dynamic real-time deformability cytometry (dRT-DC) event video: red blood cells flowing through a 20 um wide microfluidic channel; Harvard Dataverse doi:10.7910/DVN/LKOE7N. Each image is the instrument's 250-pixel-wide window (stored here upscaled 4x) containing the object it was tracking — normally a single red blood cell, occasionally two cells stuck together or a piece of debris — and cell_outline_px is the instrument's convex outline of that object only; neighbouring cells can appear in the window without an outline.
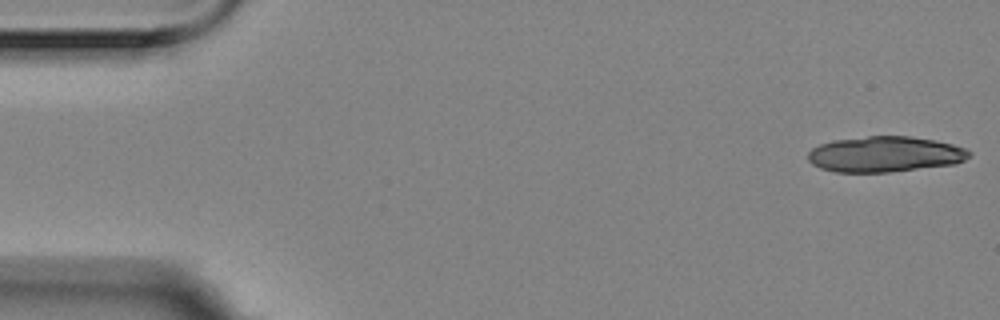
{"species": "Egyptian fruit bat (a non-hibernating species)", "species_latin": "Rousettus aegyptiacus", "temperature_condition": "room temperature", "stored_images_in_passage": 5, "camera_frame_rate_fps": 3000, "um_per_image_px": 0.085, "animal": {"sex": "female"}, "frame": {"image": 1, "passage_image": 1, "time_ms": 0.0, "image_size_px": [1000, 320], "cell_outline_px": [[972, 152], [964, 160], [956, 164], [888, 172], [836, 172], [820, 168], [812, 164], [808, 160], [808, 152], [812, 148], [820, 144], [832, 140], [868, 136], [908, 136], [936, 140], [968, 148]], "centroid_in_image_um": [75.22, 13.1], "position_along_channel_um": 9.8, "area_um2": 33.64}}